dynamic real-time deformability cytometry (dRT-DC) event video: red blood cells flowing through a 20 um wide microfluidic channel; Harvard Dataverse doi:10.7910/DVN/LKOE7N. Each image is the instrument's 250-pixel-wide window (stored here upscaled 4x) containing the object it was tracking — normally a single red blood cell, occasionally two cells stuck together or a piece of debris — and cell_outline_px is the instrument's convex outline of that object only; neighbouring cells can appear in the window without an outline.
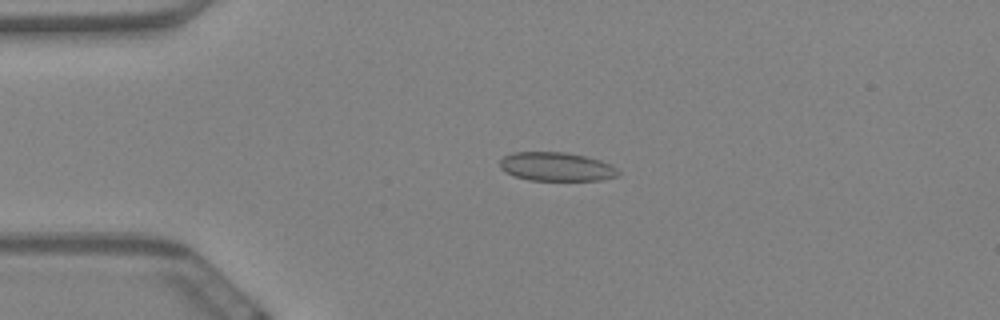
{"species": "Egyptian fruit bat (a non-hibernating species)", "species_latin": "Rousettus aegyptiacus", "temperature_condition": "warm", "stored_images_in_passage": 60, "camera_frame_rate_fps": 3000, "um_per_image_px": 0.085, "animal": {"sex": "female"}, "frame": {"image": 1, "passage_image": 14, "time_ms": 4.333, "image_size_px": [1000, 320], "cell_outline_px": [[620, 172], [616, 176], [600, 180], [528, 180], [512, 176], [504, 172], [500, 168], [500, 160], [504, 156], [512, 152], [564, 152], [584, 156], [600, 160], [612, 164]], "centroid_in_image_um": [47.26, 14.17], "position_along_channel_um": 37.7, "area_um2": 19.94}}
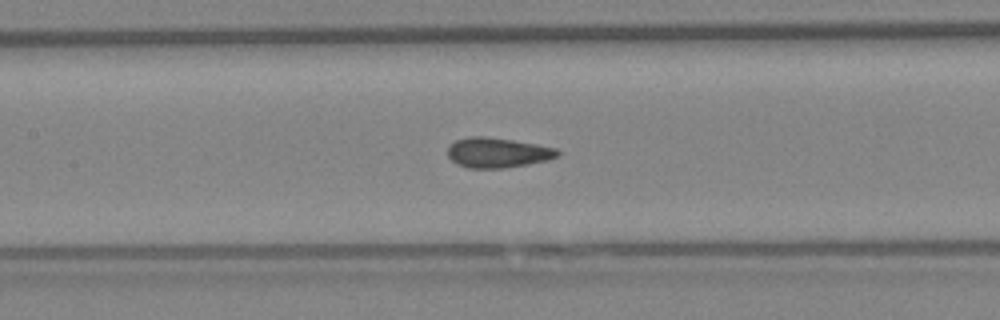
{"frame": {"image": 2, "passage_image": 28, "time_ms": 9.0, "image_size_px": [1000, 320], "cell_outline_px": [[560, 156], [548, 160], [528, 164], [504, 168], [468, 168], [456, 164], [448, 156], [448, 148], [456, 140], [468, 136], [484, 136], [512, 140], [536, 144], [556, 148], [560, 152]], "centroid_in_image_um": [42.31, 12.98], "position_along_channel_um": 165.1, "area_um2": 19.25}}
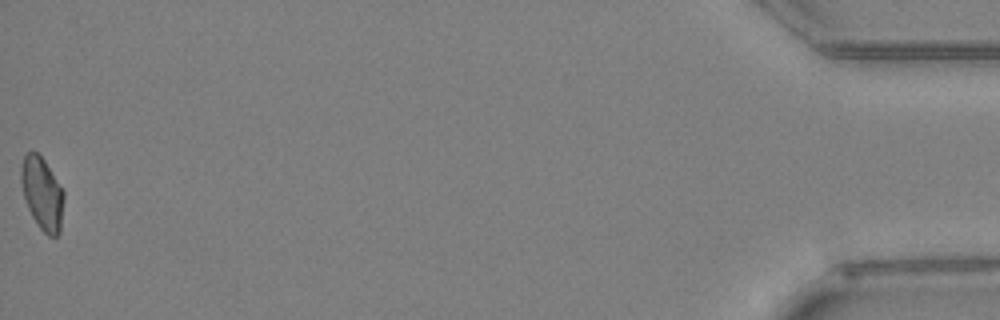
{"frame": {"image": 3, "passage_image": 60, "time_ms": 19.667, "image_size_px": [1000, 320], "cell_outline_px": [[64, 196], [60, 232], [56, 236], [48, 236], [40, 228], [32, 216], [28, 208], [24, 196], [20, 180], [20, 168], [24, 156], [28, 152], [36, 152], [44, 160], [64, 192]], "centroid_in_image_um": [3.57, 16.45], "position_along_channel_um": 431.6, "area_um2": 17.86}, "authors_computed_cell_mechanics": {"area_um2": 19.0451, "velocity_mm_per_s": 3.4366, "shape_relaxation_time_tau1_ms": null, "shape_relaxation_time_tau2_ms": 1.4049, "deformation_change_tau1": null, "deformation_change_tau2": 0.0666}}